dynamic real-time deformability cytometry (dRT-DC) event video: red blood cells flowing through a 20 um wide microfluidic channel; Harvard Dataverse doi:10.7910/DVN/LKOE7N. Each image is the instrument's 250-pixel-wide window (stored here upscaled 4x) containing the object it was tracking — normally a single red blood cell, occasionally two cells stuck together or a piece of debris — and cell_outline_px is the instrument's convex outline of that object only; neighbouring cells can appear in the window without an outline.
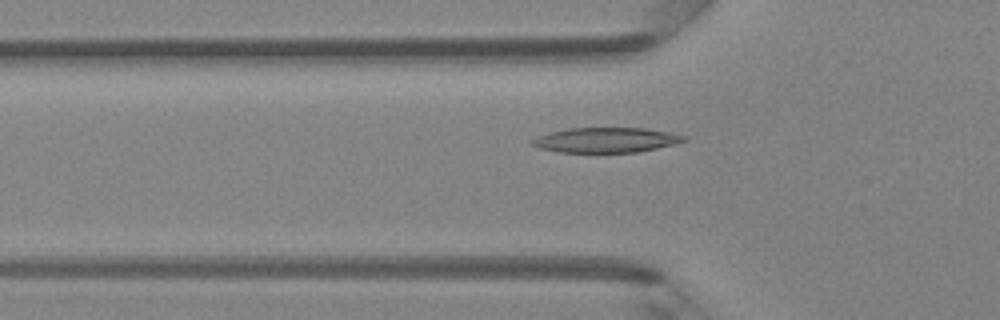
{"species": "Egyptian fruit bat (a non-hibernating species)", "species_latin": "Rousettus aegyptiacus", "temperature_condition": "room temperature", "stored_images_in_passage": 35, "camera_frame_rate_fps": 3000, "um_per_image_px": 0.085, "animal": {"sex": "female"}, "frame": {"image": 1, "passage_image": 3, "time_ms": 0.667, "image_size_px": [1000, 320], "cell_outline_px": [[688, 140], [676, 144], [636, 152], [556, 152], [540, 148], [532, 144], [532, 140], [548, 132], [568, 128], [644, 128], [668, 132], [688, 136]], "centroid_in_image_um": [51.55, 11.9], "position_along_channel_um": 74.3, "area_um2": 22.02}}
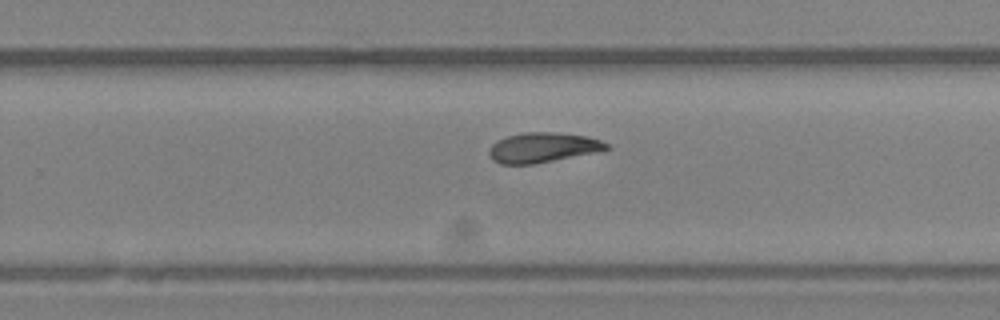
{"frame": {"image": 2, "passage_image": 18, "time_ms": 5.667, "image_size_px": [1000, 320], "cell_outline_px": [[612, 148], [532, 164], [500, 164], [492, 160], [488, 152], [492, 144], [496, 140], [508, 136], [524, 132], [556, 132], [588, 136], [600, 140], [608, 144]], "centroid_in_image_um": [46.09, 12.52], "position_along_channel_um": 283.7, "area_um2": 20.23}}
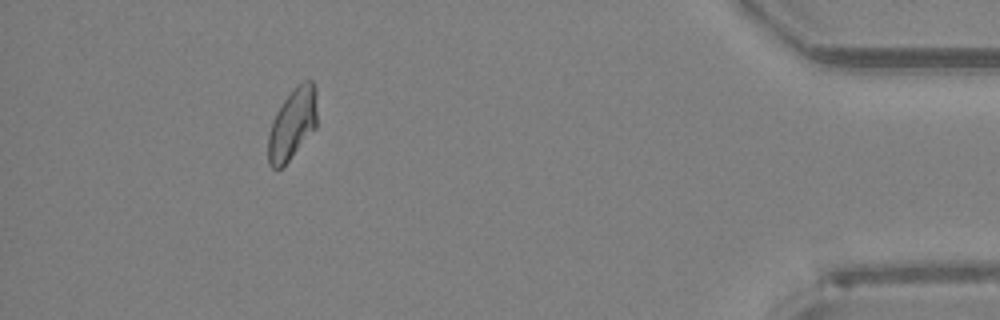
{"frame": {"image": 3, "passage_image": 31, "time_ms": 10.0, "image_size_px": [1000, 320], "cell_outline_px": [[316, 128], [288, 160], [276, 172], [268, 164], [268, 136], [272, 120], [276, 112], [284, 100], [304, 80], [312, 80], [316, 88]], "centroid_in_image_um": [24.84, 10.56], "position_along_channel_um": 410.4, "area_um2": 20.0}, "authors_computed_cell_mechanics": {"area_um2": 20.6346, "velocity_mm_per_s": 4.1944, "shape_relaxation_time_tau1_ms": 7.6535, "shape_relaxation_time_tau2_ms": 4.4692, "deformation_change_tau1": 0.2075, "deformation_change_tau2": 0.1151}}